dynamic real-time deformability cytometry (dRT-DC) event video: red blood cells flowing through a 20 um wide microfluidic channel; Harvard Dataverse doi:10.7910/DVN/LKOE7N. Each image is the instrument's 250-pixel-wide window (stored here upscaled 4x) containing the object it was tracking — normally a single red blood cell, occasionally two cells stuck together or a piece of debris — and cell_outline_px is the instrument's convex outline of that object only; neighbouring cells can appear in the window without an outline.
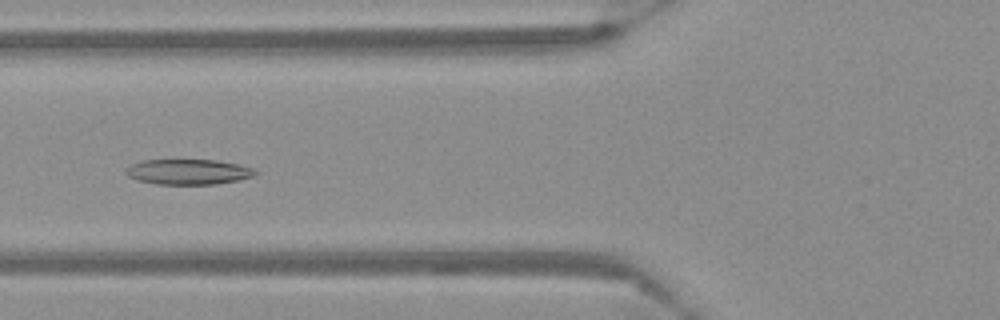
{"species": "Egyptian fruit bat (a non-hibernating species)", "species_latin": "Rousettus aegyptiacus", "temperature_condition": "warm", "stored_images_in_passage": 54, "camera_frame_rate_fps": 3000, "um_per_image_px": 0.085, "frame": {"image": 1, "passage_image": 19, "time_ms": 6.0, "image_size_px": [1000, 320], "cell_outline_px": [[256, 172], [252, 176], [236, 180], [216, 184], [156, 184], [136, 180], [128, 176], [124, 172], [132, 164], [144, 160], [216, 160], [240, 164], [252, 168]], "centroid_in_image_um": [15.97, 14.6], "position_along_channel_um": 109.8, "area_um2": 18.9}}
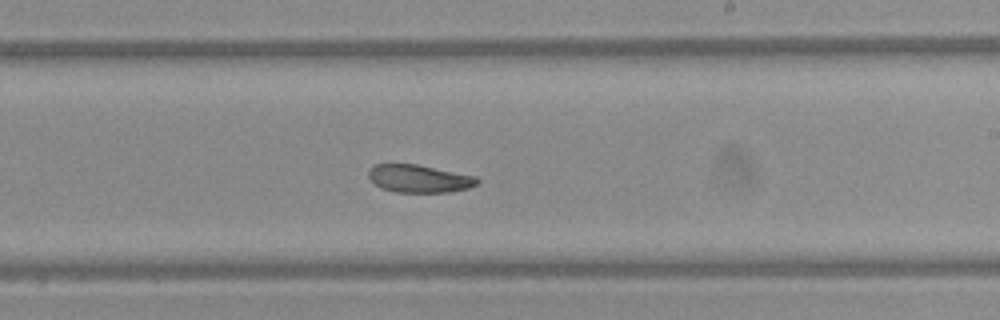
{"frame": {"image": 2, "passage_image": 31, "time_ms": 10.0, "image_size_px": [1000, 320], "cell_outline_px": [[480, 180], [476, 184], [468, 188], [448, 192], [396, 192], [380, 188], [368, 176], [368, 172], [372, 164], [416, 164], [476, 176]], "centroid_in_image_um": [35.61, 15.18], "position_along_channel_um": 253.4, "area_um2": 17.51}}
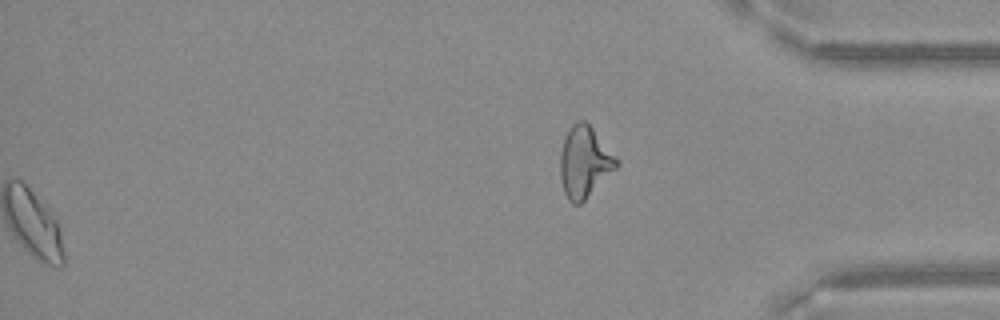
{"frame": {"image": 3, "passage_image": 54, "time_ms": 17.667, "image_size_px": [1000, 320], "cell_outline_px": [[620, 164], [580, 204], [572, 204], [568, 200], [564, 192], [560, 180], [560, 152], [564, 140], [572, 124], [576, 120], [584, 120], [592, 128], [620, 160]], "centroid_in_image_um": [49.68, 13.77], "position_along_channel_um": 385.5, "area_um2": 23.24}}